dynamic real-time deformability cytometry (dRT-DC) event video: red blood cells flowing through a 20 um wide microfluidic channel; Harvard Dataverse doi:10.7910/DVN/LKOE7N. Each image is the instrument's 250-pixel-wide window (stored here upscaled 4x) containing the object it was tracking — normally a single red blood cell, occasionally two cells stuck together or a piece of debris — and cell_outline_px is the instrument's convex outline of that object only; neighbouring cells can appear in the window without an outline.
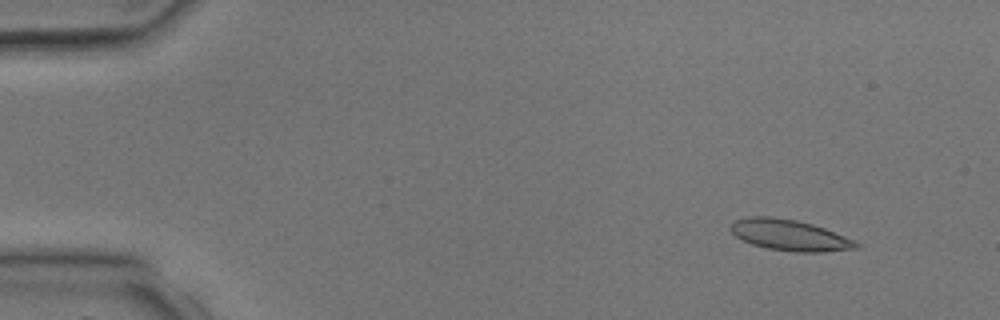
{"species": "common noctule bat (a hibernating species)", "species_latin": "Nyctalus noctula", "temperature_condition": "room temperature", "stored_images_in_passage": 3, "camera_frame_rate_fps": 3000, "um_per_image_px": 0.085, "animal": {"sex": "male", "body_mass_g": 17.9, "forearm_length_mm": 54.2}, "frame": {"image": 1, "passage_image": 1, "time_ms": 0.0, "image_size_px": [1000, 320], "cell_outline_px": [[860, 248], [824, 252], [796, 252], [768, 248], [752, 244], [736, 236], [728, 228], [732, 220], [748, 216], [772, 216], [796, 220], [812, 224], [824, 228], [856, 240], [860, 244]], "centroid_in_image_um": [67.12, 19.98], "position_along_channel_um": 17.9, "area_um2": 22.89}}